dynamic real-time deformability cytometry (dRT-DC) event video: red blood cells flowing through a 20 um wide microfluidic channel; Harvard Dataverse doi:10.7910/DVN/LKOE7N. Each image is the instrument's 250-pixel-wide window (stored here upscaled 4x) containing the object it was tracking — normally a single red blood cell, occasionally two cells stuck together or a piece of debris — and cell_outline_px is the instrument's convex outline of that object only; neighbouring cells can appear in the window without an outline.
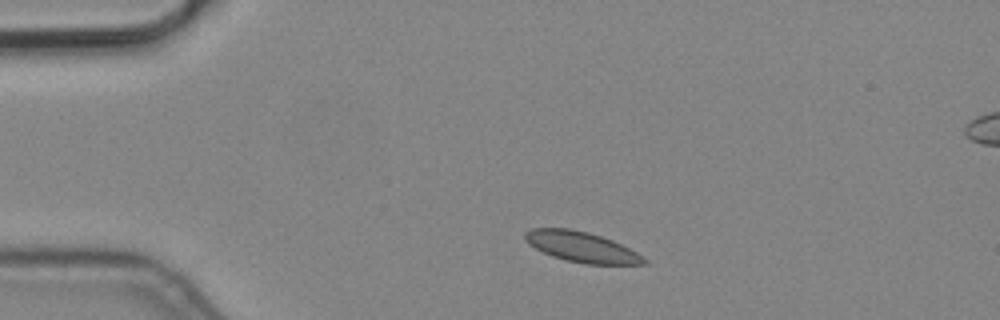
{"species": "common noctule bat (a hibernating species)", "species_latin": "Nyctalus noctula", "temperature_condition": "cold", "stored_images_in_passage": 3, "camera_frame_rate_fps": 3000, "um_per_image_px": 0.085, "animal": {"sex": "male", "body_mass_g": 19.2, "forearm_length_mm": 51.8}, "frame": {"image": 1, "passage_image": 1, "time_ms": 0.0, "image_size_px": [1000, 320], "cell_outline_px": [[648, 264], [584, 264], [552, 256], [528, 244], [524, 240], [524, 232], [532, 228], [572, 228], [588, 232], [612, 240], [644, 256], [648, 260]], "centroid_in_image_um": [49.43, 20.98], "position_along_channel_um": 35.6, "area_um2": 21.04}}